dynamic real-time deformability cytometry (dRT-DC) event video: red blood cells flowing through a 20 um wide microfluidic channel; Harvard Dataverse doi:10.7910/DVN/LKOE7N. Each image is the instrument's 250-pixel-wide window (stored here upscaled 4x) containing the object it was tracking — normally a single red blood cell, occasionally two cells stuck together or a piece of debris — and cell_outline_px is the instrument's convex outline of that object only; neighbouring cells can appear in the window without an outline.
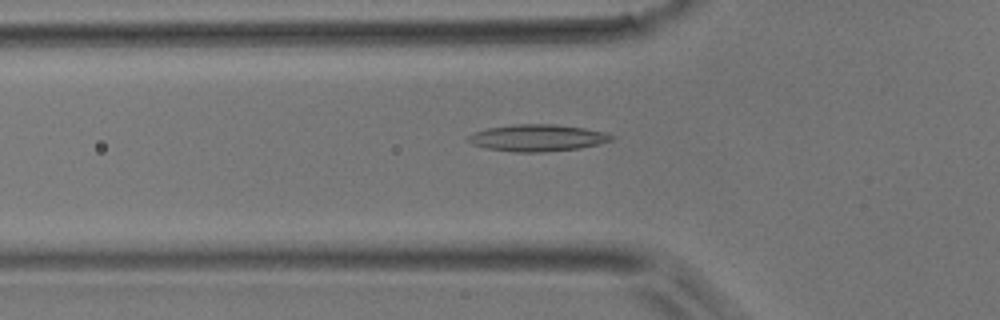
{"species": "common noctule bat (a hibernating species)", "species_latin": "Nyctalus noctula", "temperature_condition": "room temperature", "stored_images_in_passage": 50, "camera_frame_rate_fps": 3000, "um_per_image_px": 0.085, "animal": {"sex": "male", "body_mass_g": 17.9}, "frame": {"image": 1, "passage_image": 17, "time_ms": 5.333, "image_size_px": [1000, 320], "cell_outline_px": [[616, 136], [612, 140], [580, 148], [540, 152], [512, 152], [488, 148], [472, 144], [468, 140], [468, 136], [476, 132], [488, 128], [512, 124], [556, 124], [584, 128], [604, 132]], "centroid_in_image_um": [45.69, 11.71], "position_along_channel_um": 80.1, "area_um2": 22.2}}
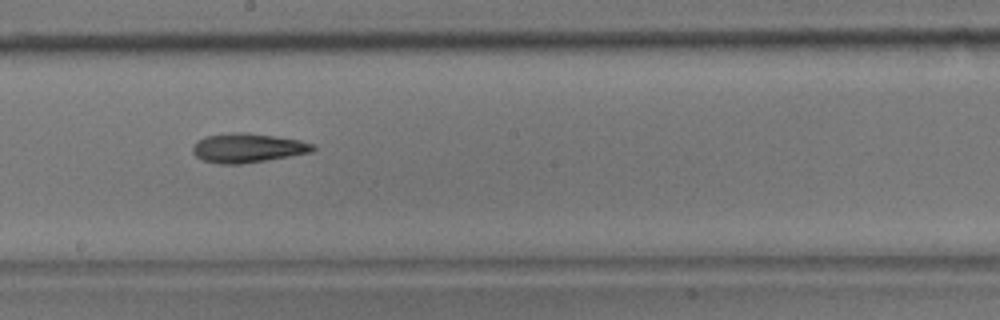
{"frame": {"image": 2, "passage_image": 28, "time_ms": 9.0, "image_size_px": [1000, 320], "cell_outline_px": [[316, 148], [312, 152], [244, 164], [220, 164], [204, 160], [196, 156], [192, 152], [192, 148], [196, 140], [204, 136], [232, 132], [244, 132], [300, 140], [312, 144]], "centroid_in_image_um": [21.01, 12.57], "position_along_channel_um": 227.2, "area_um2": 20.46}}
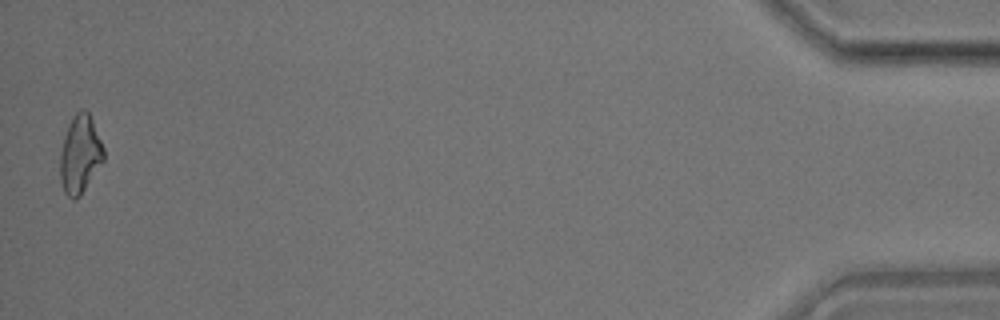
{"frame": {"image": 3, "passage_image": 50, "time_ms": 16.333, "image_size_px": [1000, 320], "cell_outline_px": [[104, 160], [80, 196], [76, 200], [72, 200], [64, 192], [60, 180], [60, 152], [64, 136], [68, 124], [72, 116], [80, 108], [84, 108], [88, 112], [92, 120], [104, 148]], "centroid_in_image_um": [6.79, 13.12], "position_along_channel_um": 428.4, "area_um2": 19.94}}